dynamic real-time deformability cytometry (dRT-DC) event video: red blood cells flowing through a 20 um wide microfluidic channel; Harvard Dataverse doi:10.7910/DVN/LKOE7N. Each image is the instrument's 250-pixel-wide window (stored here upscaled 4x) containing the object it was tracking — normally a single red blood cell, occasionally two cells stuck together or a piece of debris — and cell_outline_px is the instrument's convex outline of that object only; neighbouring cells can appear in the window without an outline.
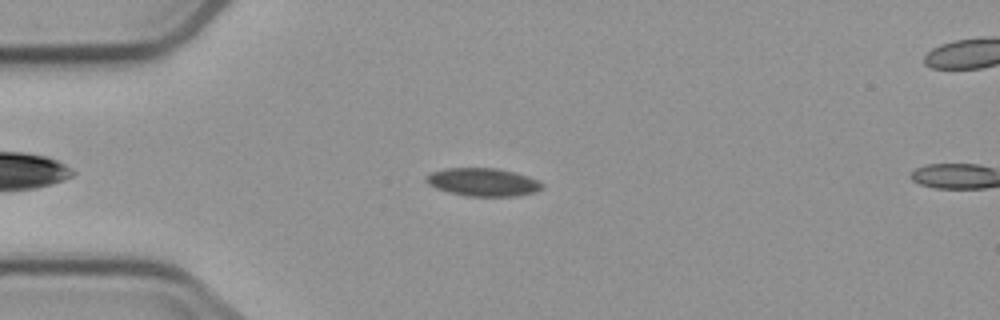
{"species": "common noctule bat (a hibernating species)", "species_latin": "Nyctalus noctula", "temperature_condition": "cold", "stored_images_in_passage": 3, "camera_frame_rate_fps": 3000, "um_per_image_px": 0.085, "animal": {"sex": "male", "body_mass_g": 23.1, "forearm_length_mm": 52.7}, "frame": {"image": 1, "passage_image": 2, "time_ms": 1.333, "image_size_px": [1000, 320], "cell_outline_px": [[544, 188], [536, 192], [516, 196], [468, 196], [448, 192], [436, 188], [428, 184], [424, 180], [424, 176], [432, 172], [444, 168], [496, 168], [528, 176], [544, 184]], "centroid_in_image_um": [41.03, 15.48], "position_along_channel_um": 44.0, "area_um2": 19.02}}